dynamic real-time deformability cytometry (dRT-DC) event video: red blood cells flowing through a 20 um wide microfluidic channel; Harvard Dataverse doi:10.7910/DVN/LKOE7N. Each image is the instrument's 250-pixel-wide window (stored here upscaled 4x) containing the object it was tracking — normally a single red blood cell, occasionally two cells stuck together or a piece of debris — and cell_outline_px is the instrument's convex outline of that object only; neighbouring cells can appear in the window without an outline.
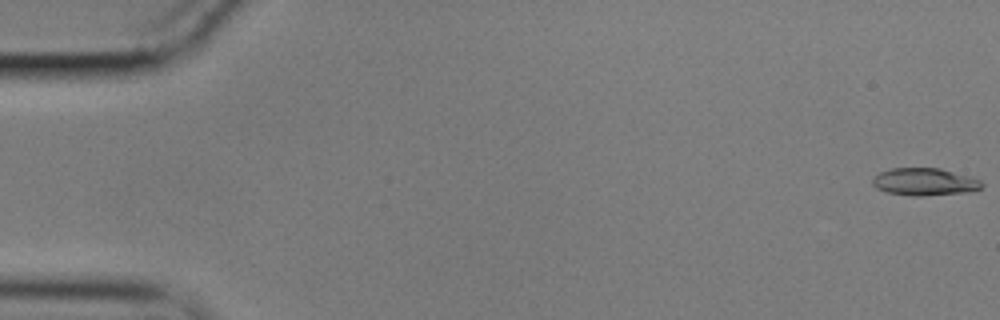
{"species": "common noctule bat (a hibernating species)", "species_latin": "Nyctalus noctula", "temperature_condition": "cold", "stored_images_in_passage": 15, "camera_frame_rate_fps": 3000, "um_per_image_px": 0.085, "animal": {"sex": "male", "body_mass_g": 17.9}, "frame": {"image": 1, "passage_image": 1, "time_ms": 0.0, "image_size_px": [1000, 320], "cell_outline_px": [[984, 184], [980, 188], [972, 192], [920, 196], [912, 196], [888, 192], [876, 188], [872, 184], [872, 180], [880, 172], [892, 168], [940, 168], [980, 180]], "centroid_in_image_um": [78.59, 15.46], "position_along_channel_um": 6.4, "area_um2": 17.34}}